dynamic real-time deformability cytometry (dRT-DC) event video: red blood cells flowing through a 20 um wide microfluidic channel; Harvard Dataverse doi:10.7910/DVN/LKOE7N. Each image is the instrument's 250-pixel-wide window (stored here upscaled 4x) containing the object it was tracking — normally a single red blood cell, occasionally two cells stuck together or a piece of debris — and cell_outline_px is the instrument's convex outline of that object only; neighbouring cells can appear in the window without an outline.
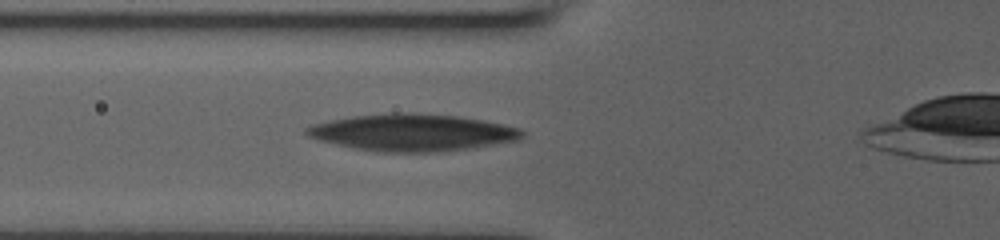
{"species": "human", "species_latin": "Homo sapiens", "temperature_condition": "room temperature", "stored_images_in_passage": 3, "camera_frame_rate_fps": 3000, "um_per_image_px": 0.085, "donor": {"sex": "male"}, "frame": {"image": 1, "passage_image": 3, "time_ms": 1.667, "image_size_px": [1000, 240], "cell_outline_px": [[524, 136], [520, 140], [476, 148], [440, 152], [376, 152], [352, 148], [316, 140], [308, 136], [304, 132], [304, 128], [312, 124], [352, 116], [392, 112], [412, 112], [456, 116], [484, 120], [520, 128], [524, 132]], "centroid_in_image_um": [35.05, 11.27], "position_along_channel_um": 90.7, "area_um2": 47.16}}